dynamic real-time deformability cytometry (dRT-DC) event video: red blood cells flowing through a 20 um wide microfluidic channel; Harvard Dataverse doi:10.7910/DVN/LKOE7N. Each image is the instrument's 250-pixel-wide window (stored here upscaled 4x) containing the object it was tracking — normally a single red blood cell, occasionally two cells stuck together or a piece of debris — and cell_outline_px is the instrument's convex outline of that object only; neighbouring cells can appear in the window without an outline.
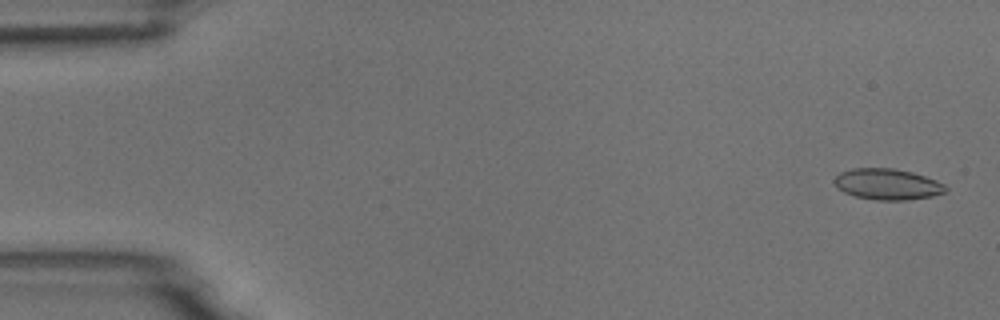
{"species": "common noctule bat (a hibernating species)", "species_latin": "Nyctalus noctula", "temperature_condition": "room temperature", "stored_images_in_passage": 54, "camera_frame_rate_fps": 3000, "um_per_image_px": 0.085, "animal": {"sex": "male", "body_mass_g": 18.8}, "frame": {"image": 1, "passage_image": 2, "time_ms": 0.333, "image_size_px": [1000, 320], "cell_outline_px": [[948, 188], [944, 192], [932, 196], [904, 200], [876, 200], [856, 196], [844, 192], [832, 180], [840, 172], [852, 168], [892, 168], [912, 172], [936, 180], [944, 184]], "centroid_in_image_um": [75.43, 15.65], "position_along_channel_um": 9.6, "area_um2": 19.94}}
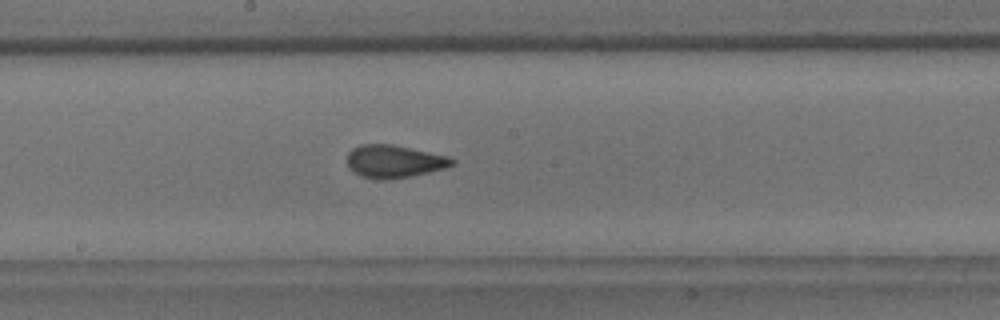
{"frame": {"image": 2, "passage_image": 29, "time_ms": 9.333, "image_size_px": [1000, 320], "cell_outline_px": [[456, 164], [444, 168], [412, 176], [384, 180], [376, 180], [360, 176], [348, 168], [348, 152], [352, 148], [360, 144], [392, 144], [448, 156], [456, 160]], "centroid_in_image_um": [33.49, 13.72], "position_along_channel_um": 214.7, "area_um2": 20.17}}
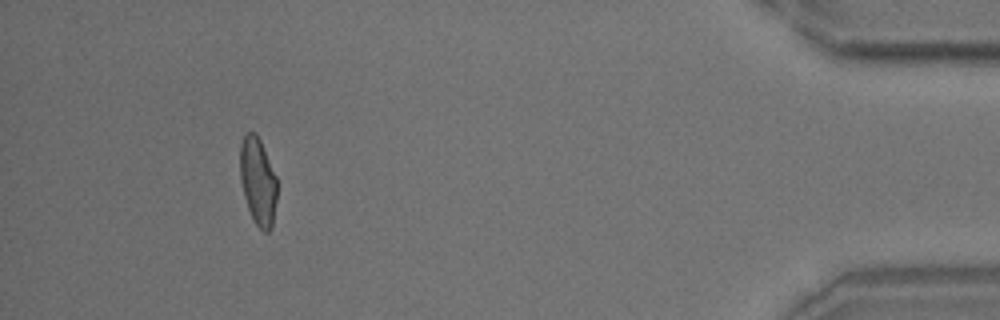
{"frame": {"image": 3, "passage_image": 50, "time_ms": 16.333, "image_size_px": [1000, 320], "cell_outline_px": [[276, 200], [272, 228], [268, 232], [264, 232], [252, 220], [244, 196], [240, 180], [240, 144], [244, 136], [248, 132], [256, 132], [260, 140], [276, 176]], "centroid_in_image_um": [21.91, 15.43], "position_along_channel_um": 413.3, "area_um2": 18.84}, "authors_computed_cell_mechanics": {"area_um2": 19.9121, "velocity_mm_per_s": 3.7245, "shape_relaxation_time_tau1_ms": 7.5732, "shape_relaxation_time_tau2_ms": 1.1227, "deformation_change_tau1": 0.1682, "deformation_change_tau2": 0.0726}}